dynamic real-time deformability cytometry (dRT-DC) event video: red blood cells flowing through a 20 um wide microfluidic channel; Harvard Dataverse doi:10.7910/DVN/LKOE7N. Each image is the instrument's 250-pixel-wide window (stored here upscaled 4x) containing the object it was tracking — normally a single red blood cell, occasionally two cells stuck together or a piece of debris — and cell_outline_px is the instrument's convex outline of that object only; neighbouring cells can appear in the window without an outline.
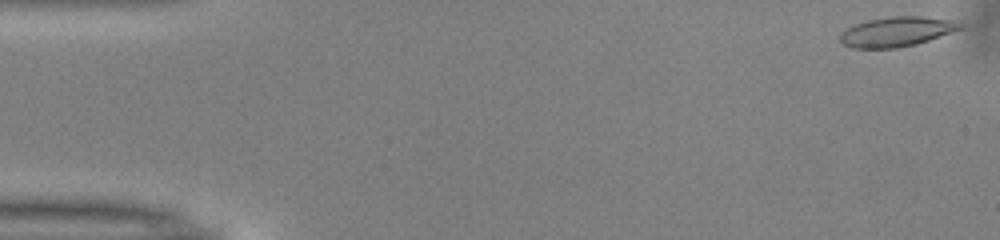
{"species": "common noctule bat (a hibernating species)", "species_latin": "Nyctalus noctula", "temperature_condition": "warm", "stored_images_in_passage": 9, "camera_frame_rate_fps": 3000, "um_per_image_px": 0.085, "animal": {"sex": "male", "body_mass_g": 13.0, "forearm_length_mm": 53.1}, "frame": {"image": 1, "passage_image": 1, "time_ms": 0.0, "image_size_px": [1000, 240], "cell_outline_px": [[964, 28], [916, 44], [896, 48], [852, 48], [844, 44], [840, 40], [840, 32], [856, 24], [868, 20], [892, 16], [920, 16], [952, 20], [964, 24]], "centroid_in_image_um": [76.23, 2.69], "position_along_channel_um": 8.8, "area_um2": 20.69}}